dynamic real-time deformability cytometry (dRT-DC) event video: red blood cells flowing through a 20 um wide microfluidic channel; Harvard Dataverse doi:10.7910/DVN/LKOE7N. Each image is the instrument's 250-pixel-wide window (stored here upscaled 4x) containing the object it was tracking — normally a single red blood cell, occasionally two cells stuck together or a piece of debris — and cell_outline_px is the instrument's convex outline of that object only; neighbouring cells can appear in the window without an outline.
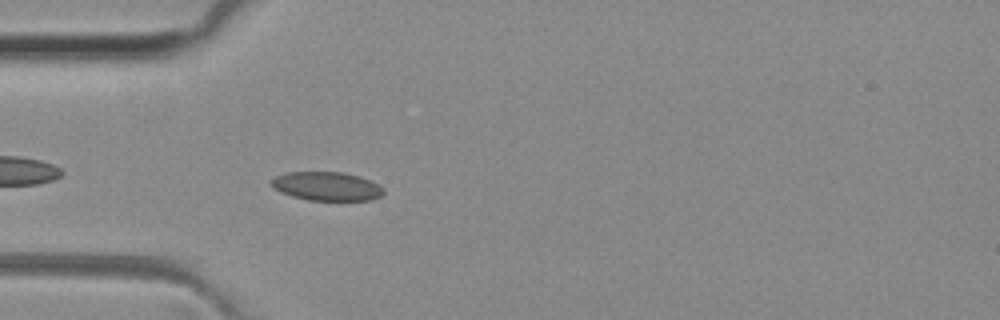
{"species": "common noctule bat (a hibernating species)", "species_latin": "Nyctalus noctula", "temperature_condition": "room temperature", "stored_images_in_passage": 39, "camera_frame_rate_fps": 3000, "um_per_image_px": 0.085, "animal": {"sex": "female", "body_mass_g": 29.2, "forearm_length_mm": 56.3}, "frame": {"image": 1, "passage_image": 3, "time_ms": 0.667, "image_size_px": [1000, 320], "cell_outline_px": [[384, 192], [380, 196], [372, 200], [308, 200], [292, 196], [280, 192], [272, 188], [268, 184], [268, 180], [276, 176], [288, 172], [344, 172], [360, 176], [380, 184], [384, 188]], "centroid_in_image_um": [27.75, 15.82], "position_along_channel_um": 57.3, "area_um2": 19.13}}
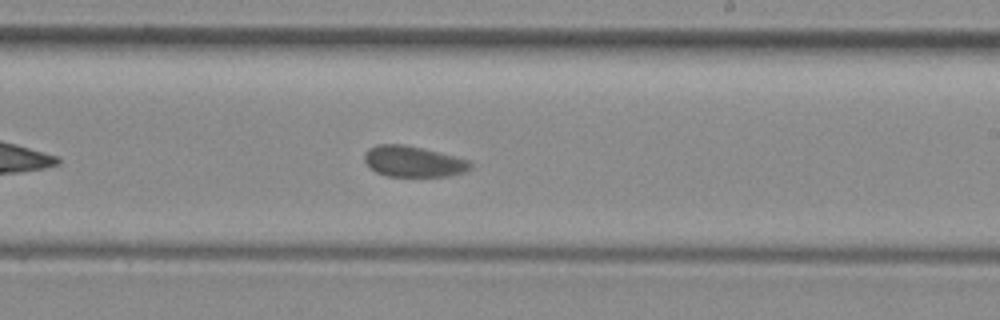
{"frame": {"image": 2, "passage_image": 18, "time_ms": 5.667, "image_size_px": [1000, 320], "cell_outline_px": [[472, 168], [468, 172], [448, 176], [388, 176], [376, 172], [368, 168], [364, 160], [364, 152], [368, 148], [376, 144], [404, 144], [424, 148], [468, 160], [472, 164]], "centroid_in_image_um": [35.11, 13.72], "position_along_channel_um": 253.9, "area_um2": 19.36}}
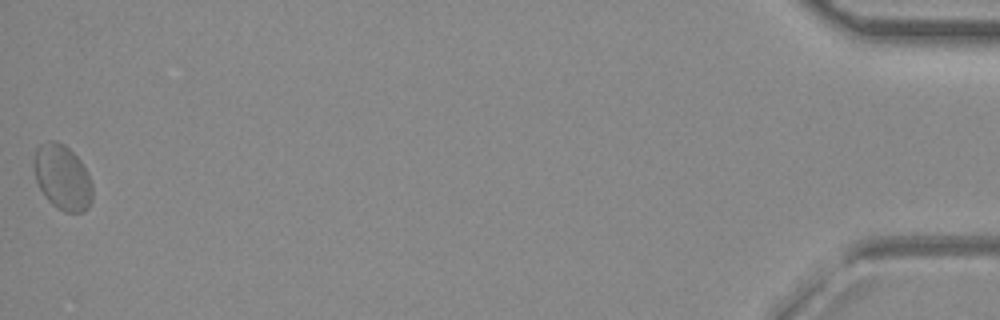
{"frame": {"image": 3, "passage_image": 39, "time_ms": 12.667, "image_size_px": [1000, 320], "cell_outline_px": [[92, 200], [88, 208], [80, 212], [64, 212], [52, 204], [44, 196], [36, 180], [32, 164], [32, 160], [36, 148], [40, 144], [48, 140], [56, 140], [64, 144], [80, 160], [88, 172], [92, 184]], "centroid_in_image_um": [5.28, 15.05], "position_along_channel_um": 429.9, "area_um2": 22.48}}